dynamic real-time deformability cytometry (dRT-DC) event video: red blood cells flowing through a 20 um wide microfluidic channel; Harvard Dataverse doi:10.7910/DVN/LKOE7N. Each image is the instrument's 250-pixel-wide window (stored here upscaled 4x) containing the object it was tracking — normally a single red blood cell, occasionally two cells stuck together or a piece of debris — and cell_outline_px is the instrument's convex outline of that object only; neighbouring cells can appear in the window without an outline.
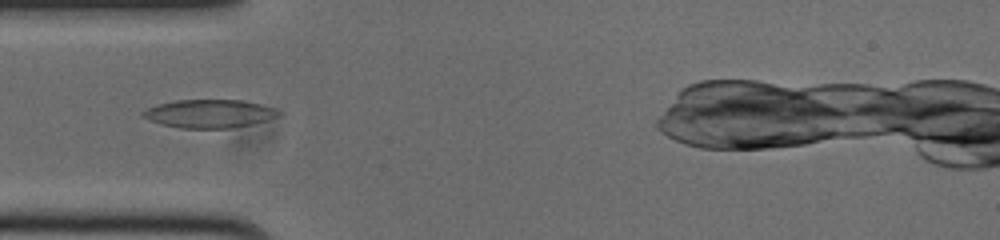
{"species": "common noctule bat (a hibernating species)", "species_latin": "Nyctalus noctula", "temperature_condition": "cold", "stored_images_in_passage": 38, "camera_frame_rate_fps": 3000, "um_per_image_px": 0.085, "animal": {"sex": "male", "body_mass_g": 20.0, "forearm_length_mm": 53.3}, "frame": {"image": 1, "passage_image": 6, "time_ms": 1.667, "image_size_px": [1000, 240], "cell_outline_px": [[280, 112], [276, 116], [252, 124], [228, 128], [180, 128], [160, 124], [148, 120], [140, 116], [140, 112], [148, 108], [160, 104], [176, 100], [240, 100], [260, 104], [272, 108]], "centroid_in_image_um": [17.7, 9.66], "position_along_channel_um": 67.3, "area_um2": 22.08}}
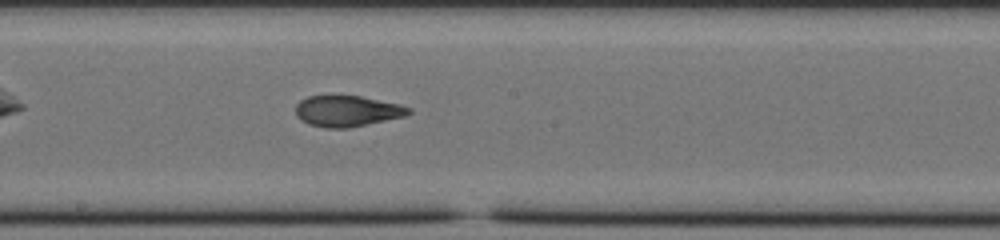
{"frame": {"image": 2, "passage_image": 18, "time_ms": 5.667, "image_size_px": [1000, 240], "cell_outline_px": [[412, 112], [404, 116], [348, 128], [324, 128], [308, 124], [300, 120], [296, 116], [296, 104], [300, 100], [308, 96], [360, 96], [400, 104], [412, 108]], "centroid_in_image_um": [29.49, 9.44], "position_along_channel_um": 218.7, "area_um2": 20.4}}
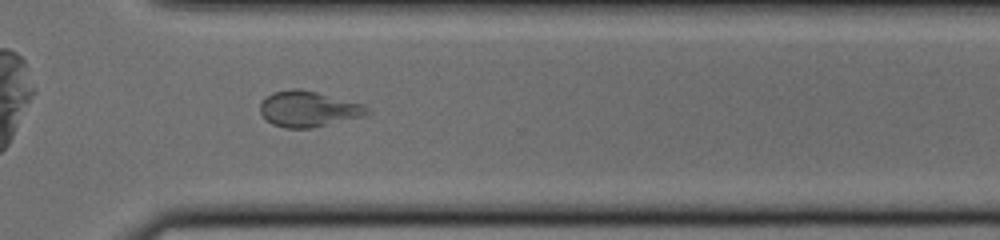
{"frame": {"image": 3, "passage_image": 28, "time_ms": 9.0, "image_size_px": [1000, 240], "cell_outline_px": [[372, 112], [360, 116], [312, 128], [284, 128], [272, 124], [260, 112], [260, 104], [272, 92], [292, 88], [300, 88], [364, 104]], "centroid_in_image_um": [26.2, 9.25], "position_along_channel_um": 344.4, "area_um2": 22.02}, "authors_computed_cell_mechanics": {"area_um2": 21.2704, "velocity_mm_per_s": 3.768, "shape_relaxation_time_tau1_ms": null, "shape_relaxation_time_tau2_ms": 2.4994, "deformation_change_tau1": null, "deformation_change_tau2": 0.0948}}